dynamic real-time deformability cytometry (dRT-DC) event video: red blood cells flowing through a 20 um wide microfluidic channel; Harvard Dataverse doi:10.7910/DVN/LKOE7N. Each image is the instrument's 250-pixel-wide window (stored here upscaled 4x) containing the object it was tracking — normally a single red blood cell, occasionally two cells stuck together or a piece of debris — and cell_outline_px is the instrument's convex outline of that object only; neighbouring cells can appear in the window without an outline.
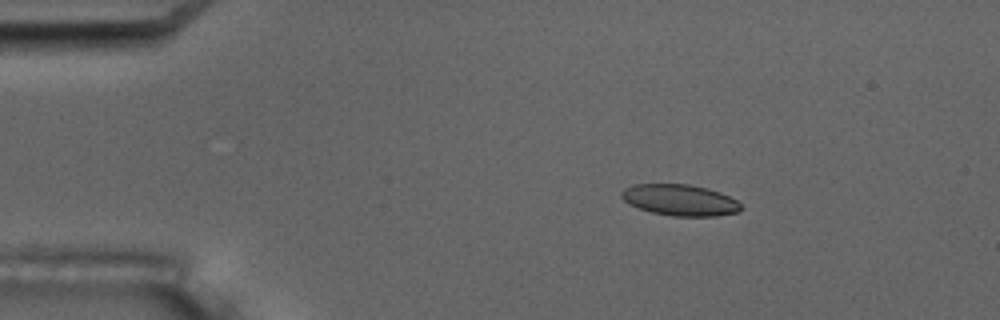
{"species": "common noctule bat (a hibernating species)", "species_latin": "Nyctalus noctula", "temperature_condition": "room temperature", "stored_images_in_passage": 9, "camera_frame_rate_fps": 3000, "um_per_image_px": 0.085, "animal": {"sex": "male", "body_mass_g": 17.5, "forearm_length_mm": 52.3}, "frame": {"image": 1, "passage_image": 3, "time_ms": 2.333, "image_size_px": [1000, 320], "cell_outline_px": [[744, 208], [740, 212], [716, 216], [672, 216], [652, 212], [628, 204], [620, 196], [620, 192], [624, 188], [632, 184], [688, 184], [708, 188], [720, 192], [736, 200]], "centroid_in_image_um": [57.8, 17.0], "position_along_channel_um": 27.2, "area_um2": 21.91}}
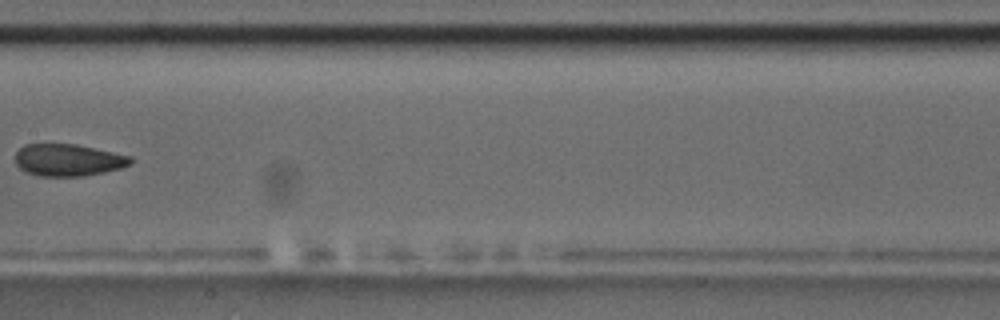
{"frame": {"image": 2, "passage_image": 8, "time_ms": 9.0, "image_size_px": [1000, 320], "cell_outline_px": [[132, 164], [120, 168], [104, 172], [84, 176], [40, 176], [24, 172], [16, 164], [16, 152], [24, 144], [76, 144], [132, 156]], "centroid_in_image_um": [5.79, 13.6], "position_along_channel_um": 201.6, "area_um2": 21.62}}